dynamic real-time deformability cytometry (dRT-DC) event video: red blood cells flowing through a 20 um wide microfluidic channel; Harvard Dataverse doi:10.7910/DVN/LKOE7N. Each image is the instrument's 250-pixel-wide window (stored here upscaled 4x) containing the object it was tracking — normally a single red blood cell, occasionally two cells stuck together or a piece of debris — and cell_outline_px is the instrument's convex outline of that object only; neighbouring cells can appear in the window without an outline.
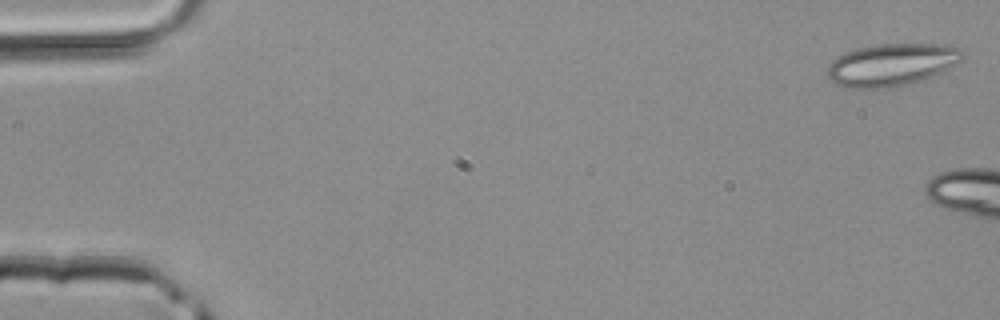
{"species": "common noctule bat (a hibernating species)", "species_latin": "Nyctalus noctula", "temperature_condition": "room temperature", "stored_images_in_passage": 6, "camera_frame_rate_fps": 3000, "um_per_image_px": 0.085, "animal": {"sex": "male", "body_mass_g": 20.4}, "frame": {"image": 1, "passage_image": 1, "time_ms": 0.0, "image_size_px": [1000, 320], "cell_outline_px": [[968, 52], [960, 60], [940, 72], [924, 80], [900, 88], [848, 88], [836, 84], [828, 76], [828, 64], [832, 60], [848, 52], [860, 48], [880, 44], [936, 44], [964, 48]], "centroid_in_image_um": [75.83, 5.52], "position_along_channel_um": 9.2, "area_um2": 33.47}}